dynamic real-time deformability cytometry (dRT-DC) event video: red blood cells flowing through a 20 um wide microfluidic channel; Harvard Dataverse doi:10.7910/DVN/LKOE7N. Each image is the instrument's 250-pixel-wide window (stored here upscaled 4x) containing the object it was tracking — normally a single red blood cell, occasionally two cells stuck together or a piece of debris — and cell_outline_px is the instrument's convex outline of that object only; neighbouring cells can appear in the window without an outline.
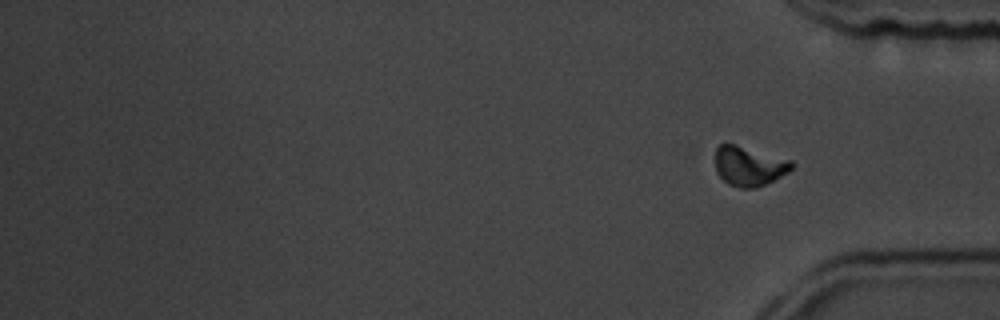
{"species": "common noctule bat (a hibernating species)", "species_latin": "Nyctalus noctula", "temperature_condition": "room temperature", "stored_images_in_passage": 18, "camera_frame_rate_fps": 3000, "um_per_image_px": 0.085, "animal": {"sex": "male", "body_mass_g": 19.5, "forearm_length_mm": 54.6}, "frame": {"image": 1, "passage_image": 18, "time_ms": 20.333, "image_size_px": [1000, 320], "cell_outline_px": [[796, 164], [788, 172], [756, 188], [740, 188], [728, 184], [716, 172], [716, 148], [720, 144], [736, 144], [792, 160]], "centroid_in_image_um": [63.68, 14.11], "position_along_channel_um": 371.5, "area_um2": 17.57}, "authors_computed_cell_mechanics": {"area_um2": 20.1433, "velocity_mm_per_s": 3.6427, "shape_relaxation_time_tau1_ms": 4.9907, "shape_relaxation_time_tau2_ms": 4.9945, "deformation_change_tau1": 0.1508, "deformation_change_tau2": 0.1058}}